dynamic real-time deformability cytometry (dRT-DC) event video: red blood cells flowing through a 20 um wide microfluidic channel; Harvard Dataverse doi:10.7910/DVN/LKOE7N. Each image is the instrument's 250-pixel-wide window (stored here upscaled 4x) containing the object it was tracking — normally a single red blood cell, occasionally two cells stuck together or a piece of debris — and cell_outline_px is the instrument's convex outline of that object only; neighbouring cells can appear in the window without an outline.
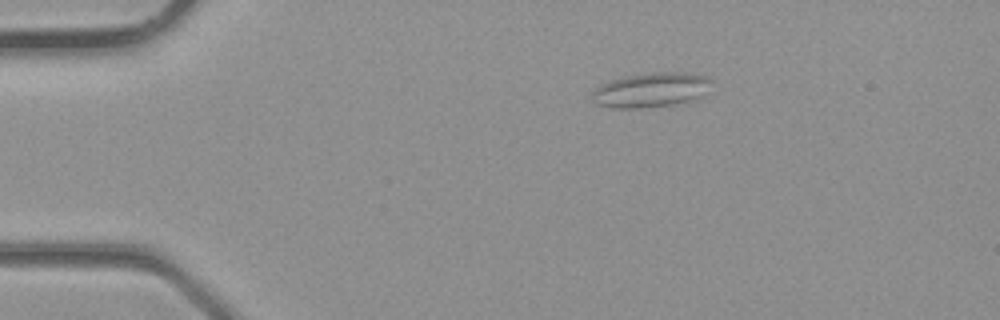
{"species": "common noctule bat (a hibernating species)", "species_latin": "Nyctalus noctula", "temperature_condition": "room temperature", "stored_images_in_passage": 2, "camera_frame_rate_fps": 3000, "um_per_image_px": 0.085, "animal": {"sex": "male", "body_mass_g": 23.1, "forearm_length_mm": 52.7}, "frame": {"image": 1, "passage_image": 2, "time_ms": 0.333, "image_size_px": [1000, 320], "cell_outline_px": [[712, 80], [700, 96], [688, 104], [644, 108], [612, 108], [596, 104], [592, 100], [592, 96], [596, 88], [600, 84], [612, 80], [628, 76], [652, 72], [688, 72], [708, 76]], "centroid_in_image_um": [55.36, 7.66], "position_along_channel_um": 29.6, "area_um2": 24.39}}